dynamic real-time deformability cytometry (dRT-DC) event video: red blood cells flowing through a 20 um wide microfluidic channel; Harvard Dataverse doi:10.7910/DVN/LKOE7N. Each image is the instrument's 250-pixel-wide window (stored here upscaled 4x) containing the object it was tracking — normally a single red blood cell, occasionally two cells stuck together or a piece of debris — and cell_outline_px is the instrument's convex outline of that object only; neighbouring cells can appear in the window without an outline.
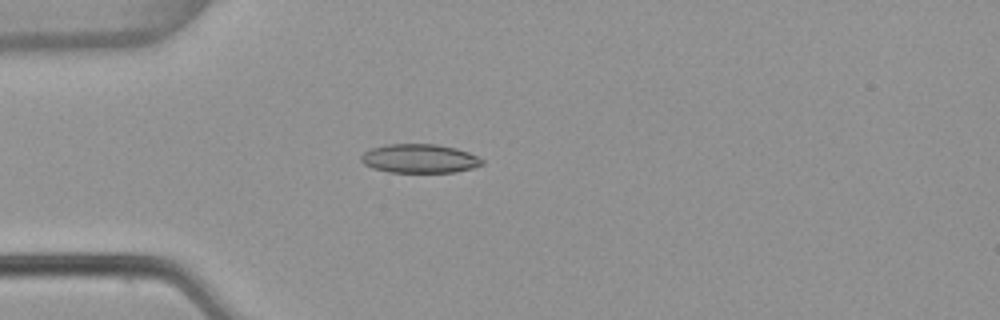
{"species": "common noctule bat (a hibernating species)", "species_latin": "Nyctalus noctula", "temperature_condition": "warm", "stored_images_in_passage": 4, "camera_frame_rate_fps": 3000, "um_per_image_px": 0.085, "animal": {"sex": "female", "body_mass_g": 22.7, "forearm_length_mm": 54.2}, "frame": {"image": 1, "passage_image": 3, "time_ms": 0.667, "image_size_px": [1000, 320], "cell_outline_px": [[484, 164], [472, 168], [456, 172], [388, 172], [372, 168], [364, 164], [360, 160], [360, 156], [364, 152], [372, 148], [388, 144], [436, 144], [456, 148], [468, 152], [484, 160]], "centroid_in_image_um": [35.65, 13.48], "position_along_channel_um": 49.3, "area_um2": 20.4}}